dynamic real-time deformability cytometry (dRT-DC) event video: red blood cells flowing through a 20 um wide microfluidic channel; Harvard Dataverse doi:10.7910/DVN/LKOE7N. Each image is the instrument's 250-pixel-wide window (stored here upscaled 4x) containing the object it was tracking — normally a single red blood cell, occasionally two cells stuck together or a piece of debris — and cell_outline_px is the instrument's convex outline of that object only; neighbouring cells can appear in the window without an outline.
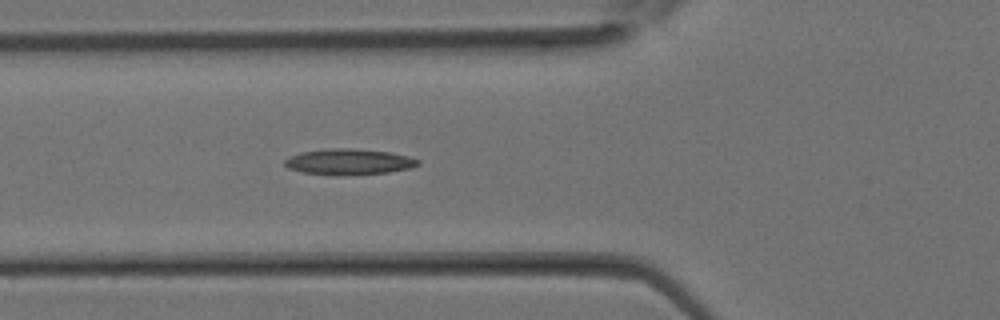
{"species": "Egyptian fruit bat (a non-hibernating species)", "species_latin": "Rousettus aegyptiacus", "temperature_condition": "room temperature", "stored_images_in_passage": 15, "camera_frame_rate_fps": 3000, "um_per_image_px": 0.085, "animal": {"sex": "female"}, "frame": {"image": 1, "passage_image": 9, "time_ms": 2.667, "image_size_px": [1000, 320], "cell_outline_px": [[420, 164], [408, 168], [388, 172], [304, 172], [288, 168], [284, 164], [284, 160], [300, 152], [324, 148], [352, 148], [388, 152], [408, 156], [420, 160]], "centroid_in_image_um": [29.66, 13.68], "position_along_channel_um": 96.1, "area_um2": 18.84}}
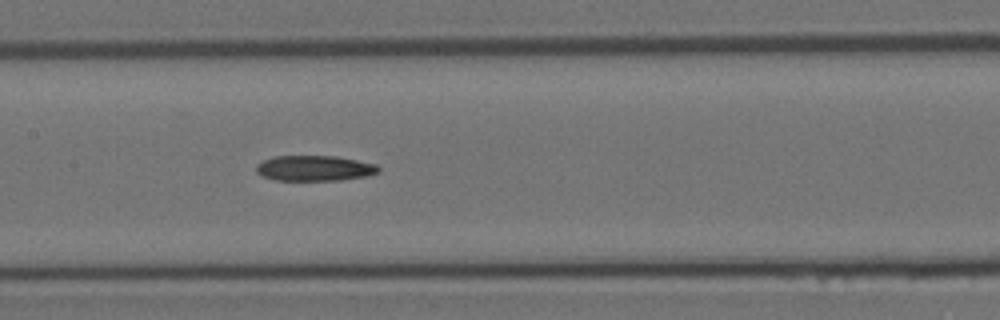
{"frame": {"image": 2, "passage_image": 13, "time_ms": 4.0, "image_size_px": [1000, 320], "cell_outline_px": [[380, 172], [364, 176], [340, 180], [276, 180], [264, 176], [256, 172], [256, 164], [260, 160], [272, 156], [336, 156], [376, 164], [380, 168]], "centroid_in_image_um": [26.7, 14.29], "position_along_channel_um": 180.7, "area_um2": 18.15}}
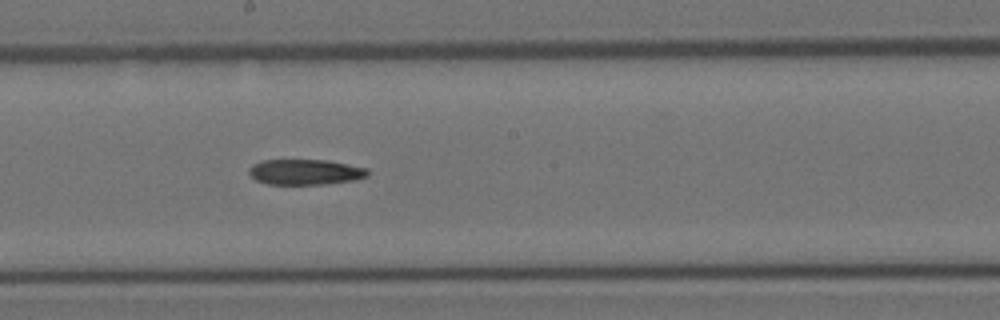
{"frame": {"image": 3, "passage_image": 15, "time_ms": 4.667, "image_size_px": [1000, 320], "cell_outline_px": [[368, 176], [356, 180], [320, 184], [268, 184], [256, 180], [248, 172], [248, 168], [252, 164], [260, 160], [328, 160], [368, 168]], "centroid_in_image_um": [25.94, 14.61], "position_along_channel_um": 222.3, "area_um2": 17.69}}